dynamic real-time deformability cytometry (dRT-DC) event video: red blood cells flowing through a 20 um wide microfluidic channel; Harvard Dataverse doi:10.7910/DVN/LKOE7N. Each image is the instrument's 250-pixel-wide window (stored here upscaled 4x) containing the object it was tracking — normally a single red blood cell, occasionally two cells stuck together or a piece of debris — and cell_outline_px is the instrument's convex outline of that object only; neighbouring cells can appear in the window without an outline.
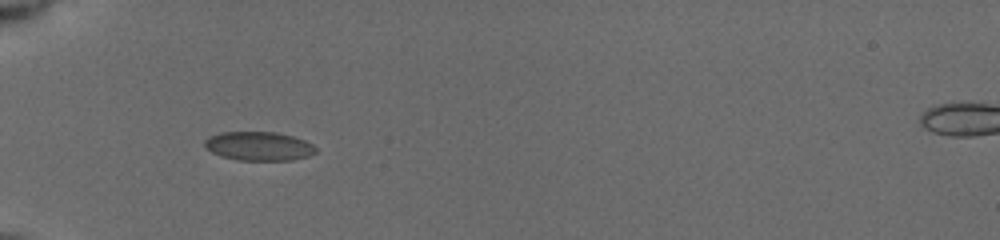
{"species": "common noctule bat (a hibernating species)", "species_latin": "Nyctalus noctula", "temperature_condition": "cold", "stored_images_in_passage": 39, "camera_frame_rate_fps": 3000, "um_per_image_px": 0.085, "animal": {"sex": "female", "body_mass_g": 19.5, "forearm_length_mm": 54.1}, "frame": {"image": 1, "passage_image": 25, "time_ms": 6.333, "image_size_px": [1000, 240], "cell_outline_px": [[316, 152], [308, 156], [292, 160], [236, 160], [220, 156], [212, 152], [204, 144], [204, 140], [208, 136], [220, 132], [276, 132], [292, 136], [304, 140], [312, 144], [316, 148]], "centroid_in_image_um": [21.98, 12.42], "position_along_channel_um": 63.0, "area_um2": 18.73}}
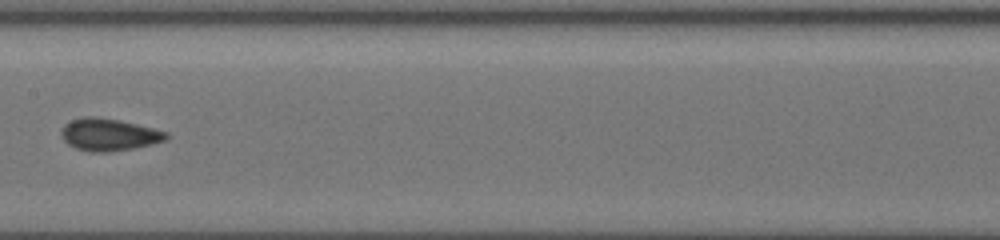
{"frame": {"image": 2, "passage_image": 35, "time_ms": 10.0, "image_size_px": [1000, 240], "cell_outline_px": [[168, 140], [136, 148], [108, 152], [88, 152], [76, 148], [68, 144], [60, 136], [60, 128], [64, 124], [72, 120], [84, 116], [96, 116], [120, 120], [168, 132]], "centroid_in_image_um": [9.24, 11.44], "position_along_channel_um": 198.2, "area_um2": 20.0}}
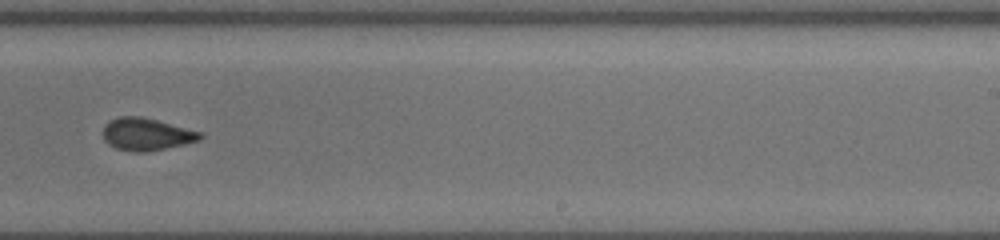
{"frame": {"image": 3, "passage_image": 38, "time_ms": 12.0, "image_size_px": [1000, 240], "cell_outline_px": [[204, 136], [200, 140], [184, 144], [144, 152], [132, 152], [116, 148], [108, 144], [104, 140], [104, 124], [120, 116], [140, 116], [204, 132]], "centroid_in_image_um": [12.47, 11.41], "position_along_channel_um": 276.5, "area_um2": 18.26}}